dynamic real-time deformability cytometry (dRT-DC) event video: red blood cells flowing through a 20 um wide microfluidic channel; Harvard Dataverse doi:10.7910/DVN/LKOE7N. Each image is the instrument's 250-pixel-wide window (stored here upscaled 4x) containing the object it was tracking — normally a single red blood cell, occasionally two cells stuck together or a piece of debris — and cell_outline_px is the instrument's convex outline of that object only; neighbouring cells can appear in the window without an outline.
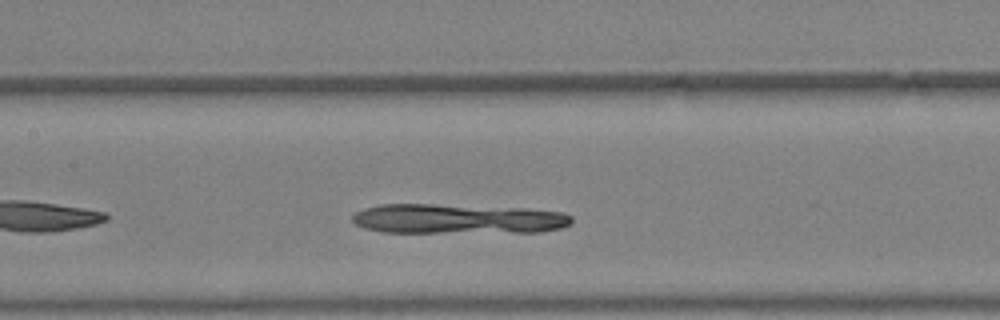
{"species": "Egyptian fruit bat (a non-hibernating species)", "species_latin": "Rousettus aegyptiacus", "temperature_condition": "warm", "stored_images_in_passage": 24, "camera_frame_rate_fps": 3000, "um_per_image_px": 0.085, "animal": {"sex": "female"}, "frame": {"image": 1, "passage_image": 9, "time_ms": 2.667, "image_size_px": [1000, 320], "cell_outline_px": [[572, 224], [560, 228], [540, 232], [384, 232], [364, 228], [356, 224], [352, 220], [352, 216], [356, 212], [364, 208], [380, 204], [432, 204], [524, 208], [564, 212], [572, 216]], "centroid_in_image_um": [38.94, 18.6], "position_along_channel_um": 168.5, "area_um2": 38.26}}